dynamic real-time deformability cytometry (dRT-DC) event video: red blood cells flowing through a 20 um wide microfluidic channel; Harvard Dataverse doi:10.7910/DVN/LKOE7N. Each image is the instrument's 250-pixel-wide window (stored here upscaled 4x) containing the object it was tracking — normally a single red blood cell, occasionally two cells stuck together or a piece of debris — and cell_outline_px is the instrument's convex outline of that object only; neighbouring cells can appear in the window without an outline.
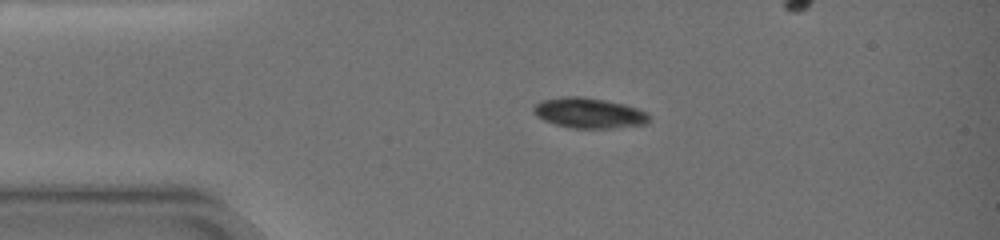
{"species": "common noctule bat (a hibernating species)", "species_latin": "Nyctalus noctula", "temperature_condition": "warm", "stored_images_in_passage": 7, "camera_frame_rate_fps": 3000, "um_per_image_px": 0.085, "animal": {"sex": "female", "body_mass_g": 19.0, "forearm_length_mm": 51.5}, "frame": {"image": 1, "passage_image": 1, "time_ms": 0.0, "image_size_px": [1000, 240], "cell_outline_px": [[648, 124], [616, 128], [572, 128], [556, 124], [544, 120], [536, 116], [532, 112], [532, 108], [540, 100], [560, 96], [584, 96], [624, 104], [648, 112]], "centroid_in_image_um": [50.04, 9.6], "position_along_channel_um": 35.0, "area_um2": 20.63}}
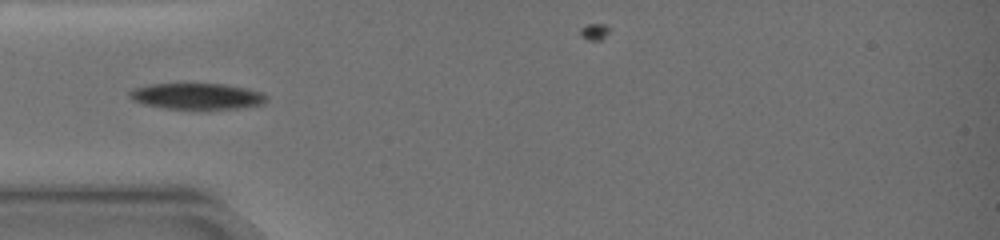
{"frame": {"image": 2, "passage_image": 3, "time_ms": 2.0, "image_size_px": [1000, 240], "cell_outline_px": [[268, 100], [264, 104], [236, 108], [164, 108], [144, 104], [132, 100], [128, 96], [128, 92], [132, 88], [148, 84], [224, 84], [244, 88], [260, 92], [268, 96]], "centroid_in_image_um": [16.7, 8.17], "position_along_channel_um": 68.3, "area_um2": 20.63}}